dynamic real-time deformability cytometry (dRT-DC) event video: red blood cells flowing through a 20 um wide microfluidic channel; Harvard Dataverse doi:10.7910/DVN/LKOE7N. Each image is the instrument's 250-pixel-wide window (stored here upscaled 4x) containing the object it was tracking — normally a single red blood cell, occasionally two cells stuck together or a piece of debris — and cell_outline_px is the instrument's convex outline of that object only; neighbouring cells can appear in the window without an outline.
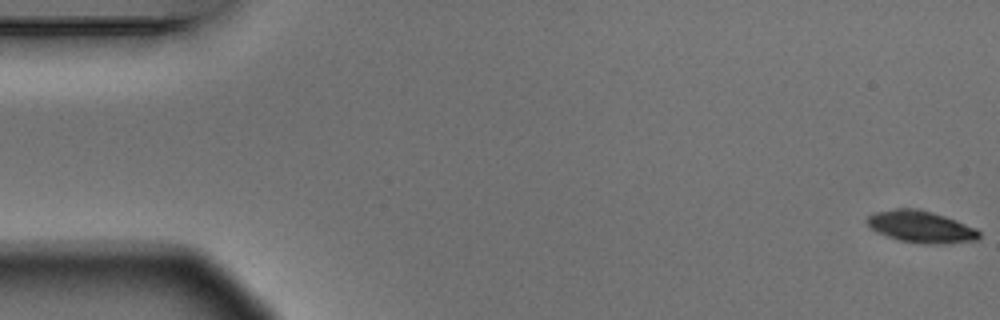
{"species": "Egyptian fruit bat (a non-hibernating species)", "species_latin": "Rousettus aegyptiacus", "temperature_condition": "warm", "stored_images_in_passage": 5, "camera_frame_rate_fps": 3000, "um_per_image_px": 0.085, "animal": {"sex": "male"}, "frame": {"image": 1, "passage_image": 1, "time_ms": 0.0, "image_size_px": [1000, 320], "cell_outline_px": [[980, 236], [976, 240], [944, 244], [920, 244], [896, 240], [876, 232], [864, 220], [868, 216], [876, 212], [896, 208], [908, 208], [932, 212], [956, 220], [976, 228], [980, 232]], "centroid_in_image_um": [78.26, 19.29], "position_along_channel_um": 6.7, "area_um2": 20.87}}
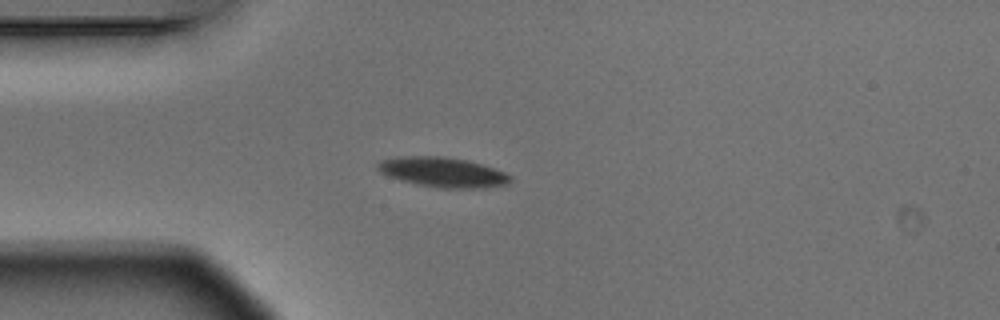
{"frame": {"image": 2, "passage_image": 4, "time_ms": 1.0, "image_size_px": [1000, 320], "cell_outline_px": [[512, 180], [508, 184], [484, 188], [436, 188], [416, 184], [400, 180], [388, 176], [380, 172], [376, 168], [376, 164], [380, 160], [400, 156], [444, 156], [468, 160], [504, 172], [512, 176]], "centroid_in_image_um": [37.61, 14.64], "position_along_channel_um": 47.4, "area_um2": 23.29}}